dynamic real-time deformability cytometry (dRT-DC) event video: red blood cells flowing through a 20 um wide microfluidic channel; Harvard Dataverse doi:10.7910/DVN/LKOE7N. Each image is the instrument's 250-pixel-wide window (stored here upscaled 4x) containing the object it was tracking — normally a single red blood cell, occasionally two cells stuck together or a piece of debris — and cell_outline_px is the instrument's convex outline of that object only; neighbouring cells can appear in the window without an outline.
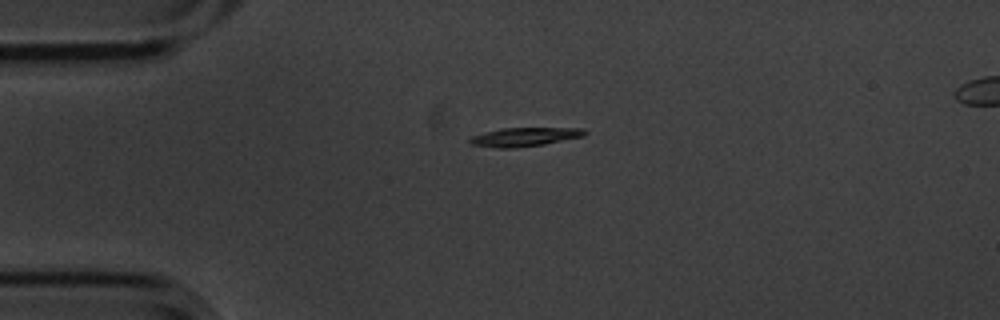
{"species": "common noctule bat (a hibernating species)", "species_latin": "Nyctalus noctula", "temperature_condition": "cold", "stored_images_in_passage": 2, "segment_of_instrument_passage": [1, 2], "camera_frame_rate_fps": 3000, "um_per_image_px": 0.085, "animal": {"sex": "male", "body_mass_g": 20.1, "forearm_length_mm": 53.5}, "frame": {"image": 1, "passage_image": 1, "time_ms": 0.0, "image_size_px": [1000, 320], "cell_outline_px": [[588, 132], [584, 136], [544, 144], [512, 148], [500, 148], [468, 144], [468, 140], [472, 136], [484, 132], [504, 128], [584, 128]], "centroid_in_image_um": [44.58, 11.63], "position_along_channel_um": 40.4, "area_um2": 12.54}}